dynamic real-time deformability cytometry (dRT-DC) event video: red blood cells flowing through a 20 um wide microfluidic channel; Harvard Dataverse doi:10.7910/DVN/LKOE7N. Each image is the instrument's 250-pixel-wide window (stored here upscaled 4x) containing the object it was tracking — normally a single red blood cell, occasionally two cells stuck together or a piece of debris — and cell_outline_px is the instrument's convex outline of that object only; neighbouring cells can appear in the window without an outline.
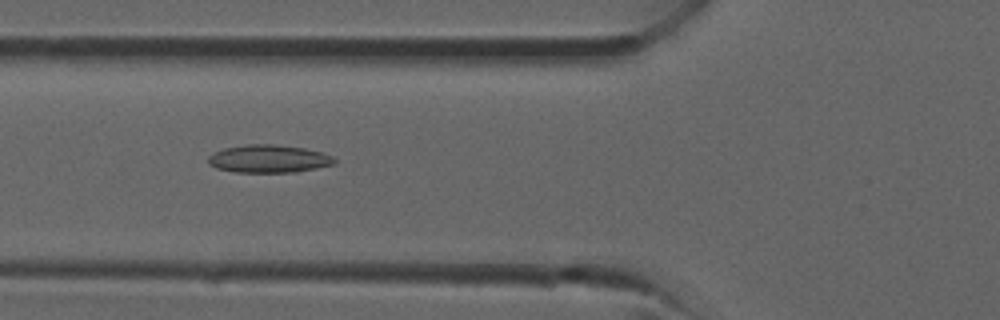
{"species": "common noctule bat (a hibernating species)", "species_latin": "Nyctalus noctula", "temperature_condition": "room temperature", "stored_images_in_passage": 37, "camera_frame_rate_fps": 3000, "um_per_image_px": 0.085, "animal": {"sex": "male", "forearm_length_mm": 52.5}, "frame": {"image": 1, "passage_image": 14, "time_ms": 4.333, "image_size_px": [1000, 320], "cell_outline_px": [[336, 164], [296, 172], [236, 172], [216, 168], [208, 164], [208, 156], [212, 152], [224, 148], [248, 144], [276, 144], [304, 148], [324, 152], [332, 156], [336, 160]], "centroid_in_image_um": [22.84, 13.49], "position_along_channel_um": 103.0, "area_um2": 20.69}}
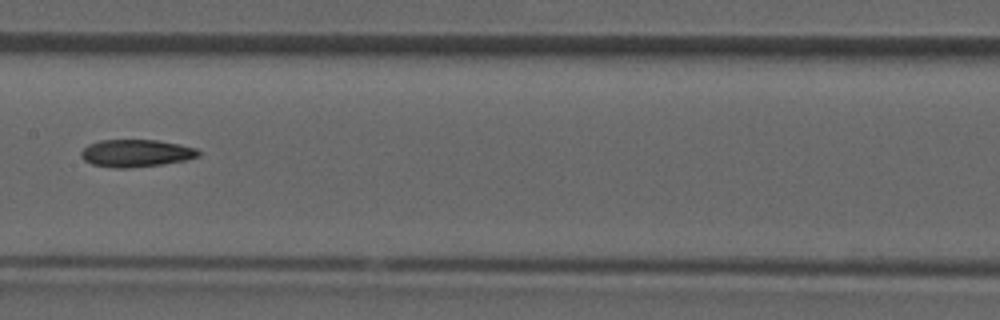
{"frame": {"image": 2, "passage_image": 19, "time_ms": 6.0, "image_size_px": [1000, 320], "cell_outline_px": [[200, 156], [184, 160], [164, 164], [132, 168], [112, 168], [92, 164], [84, 160], [80, 156], [80, 152], [88, 144], [100, 140], [156, 140], [180, 144], [196, 148], [200, 152]], "centroid_in_image_um": [11.55, 13.03], "position_along_channel_um": 195.8, "area_um2": 18.9}}
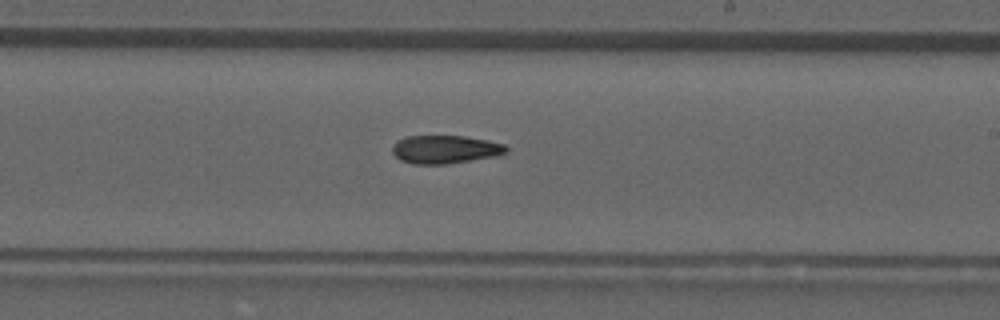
{"frame": {"image": 3, "passage_image": 22, "time_ms": 7.0, "image_size_px": [1000, 320], "cell_outline_px": [[508, 152], [492, 156], [444, 164], [412, 164], [400, 160], [392, 152], [392, 148], [396, 140], [404, 136], [464, 136], [488, 140], [504, 144], [508, 148]], "centroid_in_image_um": [37.79, 12.68], "position_along_channel_um": 251.2, "area_um2": 18.61}}